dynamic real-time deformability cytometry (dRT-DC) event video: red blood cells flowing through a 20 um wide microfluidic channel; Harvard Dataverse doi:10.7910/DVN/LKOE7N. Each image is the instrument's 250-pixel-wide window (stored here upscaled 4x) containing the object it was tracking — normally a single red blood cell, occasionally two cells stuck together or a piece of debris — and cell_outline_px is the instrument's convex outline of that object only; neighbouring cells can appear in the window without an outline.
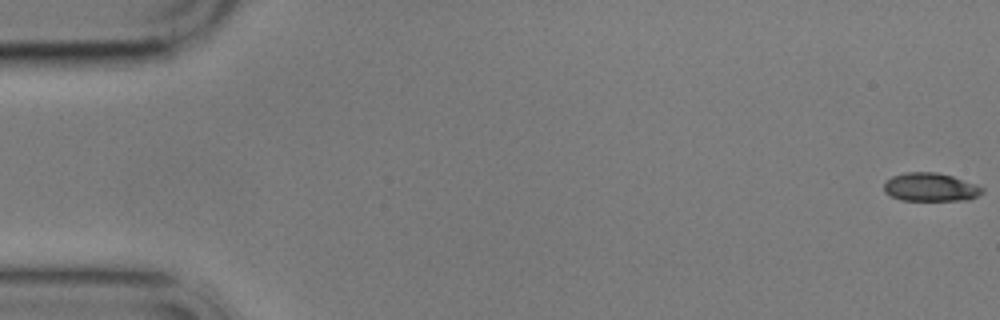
{"species": "common noctule bat (a hibernating species)", "species_latin": "Nyctalus noctula", "temperature_condition": "cold", "stored_images_in_passage": 5, "camera_frame_rate_fps": 3000, "um_per_image_px": 0.085, "animal": {"sex": "male", "body_mass_g": 17.9}, "frame": {"image": 1, "passage_image": 1, "time_ms": 0.0, "image_size_px": [1000, 320], "cell_outline_px": [[984, 192], [968, 200], [900, 200], [884, 192], [884, 184], [892, 176], [904, 172], [936, 172], [952, 176], [976, 184], [984, 188]], "centroid_in_image_um": [79.09, 15.9], "position_along_channel_um": 5.9, "area_um2": 16.24}}
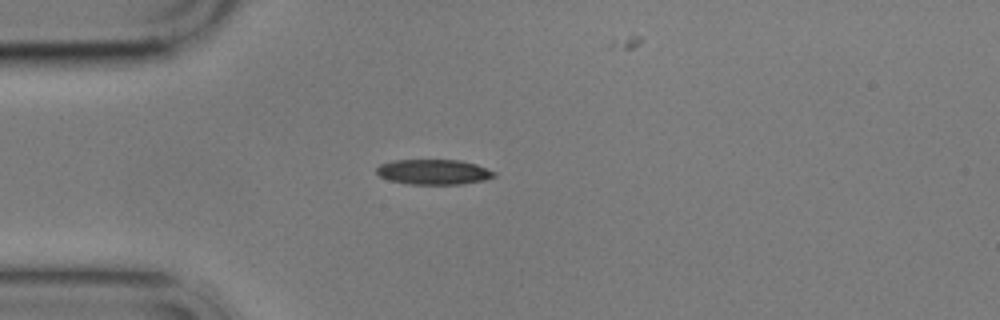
{"frame": {"image": 2, "passage_image": 4, "time_ms": 5.0, "image_size_px": [1000, 320], "cell_outline_px": [[496, 176], [484, 180], [464, 184], [408, 184], [388, 180], [380, 176], [376, 172], [376, 168], [380, 164], [392, 160], [460, 160], [476, 164], [496, 172]], "centroid_in_image_um": [36.85, 14.61], "position_along_channel_um": 48.1, "area_um2": 17.34}}